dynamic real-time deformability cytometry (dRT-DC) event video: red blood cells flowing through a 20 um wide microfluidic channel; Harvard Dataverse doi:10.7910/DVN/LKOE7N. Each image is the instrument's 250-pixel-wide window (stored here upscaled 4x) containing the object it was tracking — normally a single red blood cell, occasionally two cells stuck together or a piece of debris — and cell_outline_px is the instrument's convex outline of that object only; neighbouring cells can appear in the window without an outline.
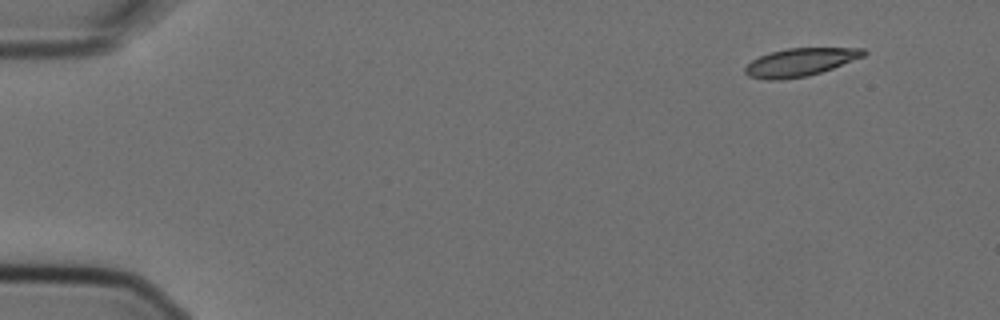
{"species": "Egyptian fruit bat (a non-hibernating species)", "species_latin": "Rousettus aegyptiacus", "temperature_condition": "cold", "stored_images_in_passage": 4, "camera_frame_rate_fps": 3000, "um_per_image_px": 0.085, "animal": {"sex": "female"}, "frame": {"image": 1, "passage_image": 1, "time_ms": 0.0, "image_size_px": [1000, 320], "cell_outline_px": [[868, 52], [864, 56], [832, 68], [808, 76], [784, 80], [764, 80], [748, 76], [744, 72], [744, 68], [752, 60], [760, 56], [772, 52], [788, 48], [864, 48]], "centroid_in_image_um": [67.99, 5.3], "position_along_channel_um": 17.0, "area_um2": 19.31}}
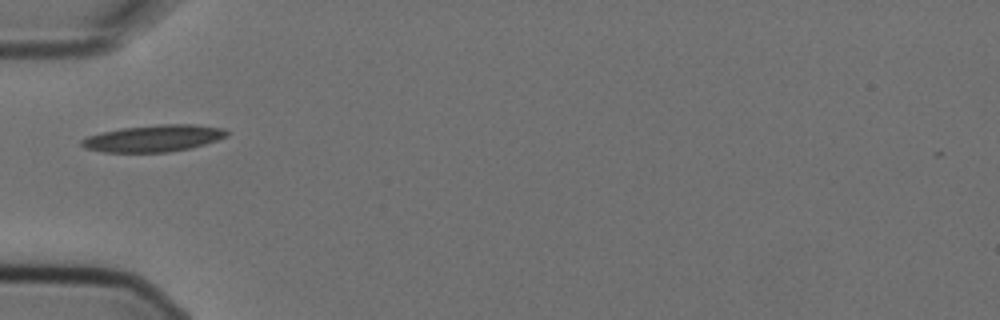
{"frame": {"image": 2, "passage_image": 4, "time_ms": 1.0, "image_size_px": [1000, 320], "cell_outline_px": [[228, 136], [204, 144], [188, 148], [168, 152], [104, 152], [84, 148], [80, 144], [80, 140], [88, 136], [120, 128], [160, 124], [192, 124], [224, 128], [228, 132]], "centroid_in_image_um": [13.04, 11.75], "position_along_channel_um": 72.0, "area_um2": 22.54}}